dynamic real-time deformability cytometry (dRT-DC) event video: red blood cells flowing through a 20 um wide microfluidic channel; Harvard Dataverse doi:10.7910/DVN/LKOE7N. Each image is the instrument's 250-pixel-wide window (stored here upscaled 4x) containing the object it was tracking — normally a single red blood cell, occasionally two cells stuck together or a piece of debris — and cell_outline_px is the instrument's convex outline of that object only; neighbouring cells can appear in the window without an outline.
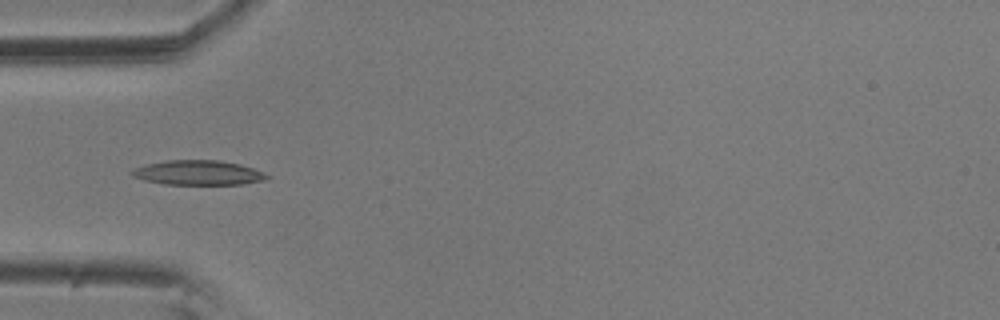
{"species": "common noctule bat (a hibernating species)", "species_latin": "Nyctalus noctula", "temperature_condition": "room temperature", "stored_images_in_passage": 6, "camera_frame_rate_fps": 3000, "um_per_image_px": 0.085, "animal": {"sex": "male", "body_mass_g": 20.5, "forearm_length_mm": 52.5}, "frame": {"image": 1, "passage_image": 5, "time_ms": 1.333, "image_size_px": [1000, 320], "cell_outline_px": [[268, 176], [264, 180], [240, 184], [164, 184], [144, 180], [132, 176], [128, 172], [136, 168], [148, 164], [168, 160], [220, 160], [240, 164], [264, 172]], "centroid_in_image_um": [16.82, 14.68], "position_along_channel_um": 68.2, "area_um2": 19.19}}
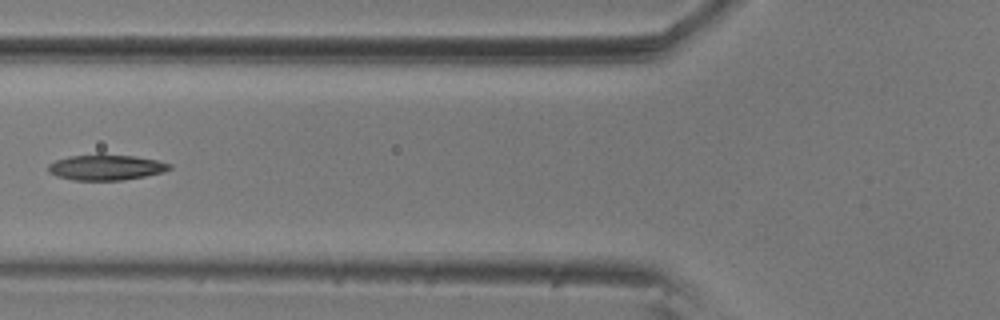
{"frame": {"image": 2, "passage_image": 6, "time_ms": 1.667, "image_size_px": [1000, 320], "cell_outline_px": [[172, 168], [164, 172], [124, 180], [72, 180], [56, 176], [48, 172], [48, 164], [56, 160], [68, 156], [100, 152], [136, 156], [156, 160], [172, 164]], "centroid_in_image_um": [8.99, 14.19], "position_along_channel_um": 116.8, "area_um2": 18.67}}